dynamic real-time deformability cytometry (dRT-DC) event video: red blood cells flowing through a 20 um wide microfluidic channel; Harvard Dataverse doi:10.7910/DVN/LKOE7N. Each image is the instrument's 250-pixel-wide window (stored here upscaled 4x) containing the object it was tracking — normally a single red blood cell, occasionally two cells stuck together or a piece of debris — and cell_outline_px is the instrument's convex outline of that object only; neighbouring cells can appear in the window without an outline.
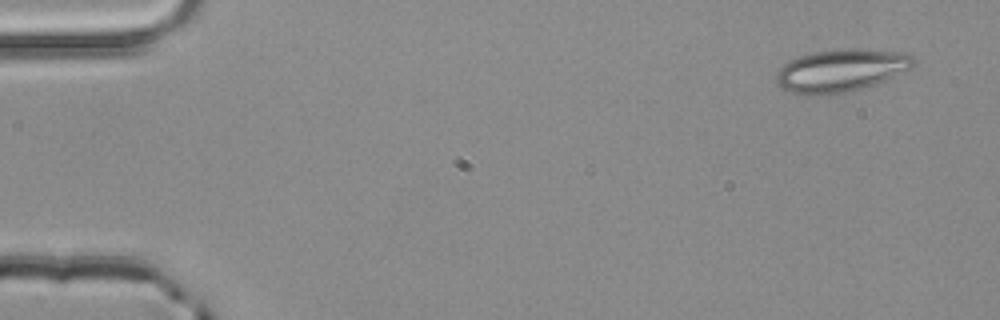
{"species": "common noctule bat (a hibernating species)", "species_latin": "Nyctalus noctula", "temperature_condition": "room temperature", "stored_images_in_passage": 4, "camera_frame_rate_fps": 3000, "um_per_image_px": 0.085, "animal": {"sex": "male", "body_mass_g": 20.4}, "frame": {"image": 1, "passage_image": 1, "time_ms": 0.0, "image_size_px": [1000, 320], "cell_outline_px": [[916, 64], [912, 68], [884, 80], [864, 88], [848, 92], [808, 96], [804, 96], [780, 88], [776, 80], [776, 72], [784, 64], [800, 56], [812, 52], [852, 48], [856, 48], [908, 52], [916, 60]], "centroid_in_image_um": [71.51, 5.99], "position_along_channel_um": 13.5, "area_um2": 34.33}}